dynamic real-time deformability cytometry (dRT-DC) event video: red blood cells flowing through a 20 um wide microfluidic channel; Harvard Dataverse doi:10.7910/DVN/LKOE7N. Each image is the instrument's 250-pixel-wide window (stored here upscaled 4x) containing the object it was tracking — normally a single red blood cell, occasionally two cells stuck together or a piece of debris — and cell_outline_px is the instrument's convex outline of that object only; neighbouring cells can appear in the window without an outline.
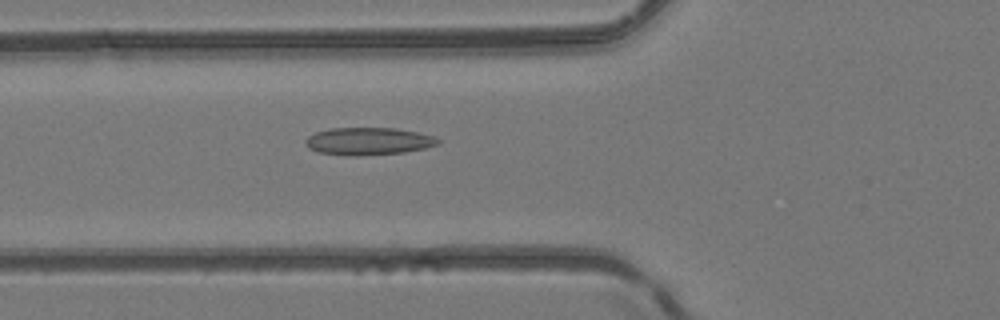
{"species": "common noctule bat (a hibernating species)", "species_latin": "Nyctalus noctula", "temperature_condition": "room temperature", "stored_images_in_passage": 50, "camera_frame_rate_fps": 3000, "um_per_image_px": 0.085, "animal": {"sex": "female", "body_mass_g": 24.6, "forearm_length_mm": 56.2}, "frame": {"image": 1, "passage_image": 19, "time_ms": 6.0, "image_size_px": [1000, 320], "cell_outline_px": [[440, 144], [424, 148], [404, 152], [352, 156], [348, 156], [320, 152], [308, 148], [304, 144], [304, 140], [308, 136], [316, 132], [332, 128], [396, 128], [436, 136], [440, 140]], "centroid_in_image_um": [31.31, 12.0], "position_along_channel_um": 94.5, "area_um2": 21.21}}
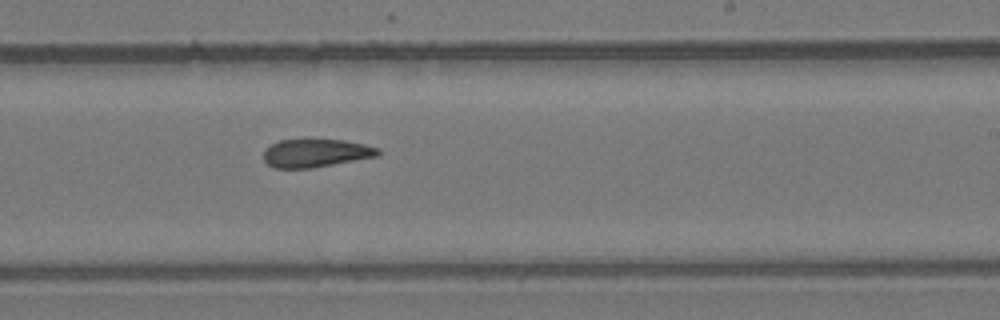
{"frame": {"image": 2, "passage_image": 31, "time_ms": 10.0, "image_size_px": [1000, 320], "cell_outline_px": [[380, 156], [312, 168], [272, 168], [264, 160], [264, 148], [280, 140], [344, 140], [364, 144], [380, 148]], "centroid_in_image_um": [26.86, 13.02], "position_along_channel_um": 262.1, "area_um2": 18.84}}
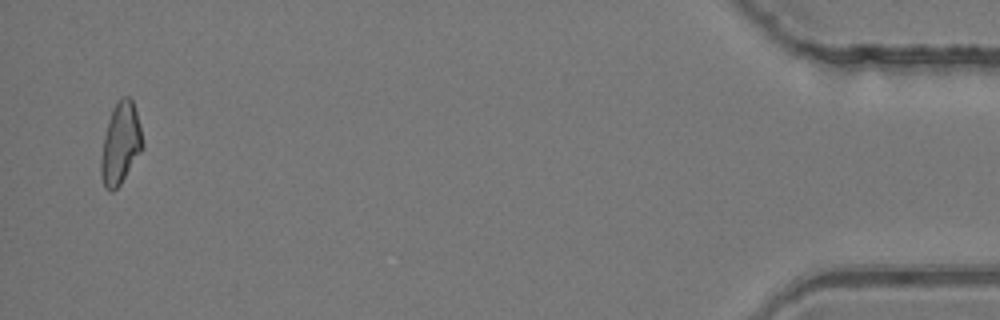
{"frame": {"image": 3, "passage_image": 49, "time_ms": 16.0, "image_size_px": [1000, 320], "cell_outline_px": [[144, 148], [120, 184], [112, 192], [108, 192], [104, 188], [100, 176], [100, 160], [104, 136], [108, 120], [112, 108], [116, 100], [120, 96], [128, 96], [132, 100], [136, 112], [144, 144]], "centroid_in_image_um": [10.22, 12.21], "position_along_channel_um": 425.0, "area_um2": 20.0}, "authors_computed_cell_mechanics": {"area_um2": 20.0855, "velocity_mm_per_s": 4.1829, "shape_relaxation_time_tau1_ms": null, "shape_relaxation_time_tau2_ms": 3.8781, "deformation_change_tau1": null, "deformation_change_tau2": 0.1216}}